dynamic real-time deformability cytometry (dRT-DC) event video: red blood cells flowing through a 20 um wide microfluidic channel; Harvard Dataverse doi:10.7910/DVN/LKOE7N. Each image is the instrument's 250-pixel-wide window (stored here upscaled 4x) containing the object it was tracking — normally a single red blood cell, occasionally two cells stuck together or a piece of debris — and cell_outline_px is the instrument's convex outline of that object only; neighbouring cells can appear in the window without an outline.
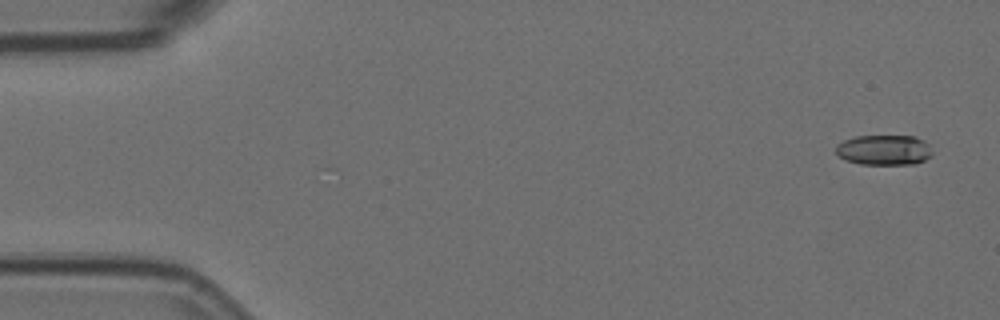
{"species": "Egyptian fruit bat (a non-hibernating species)", "species_latin": "Rousettus aegyptiacus", "temperature_condition": "room temperature", "stored_images_in_passage": 5, "camera_frame_rate_fps": 3000, "um_per_image_px": 0.085, "animal": {"sex": "female"}, "frame": {"image": 1, "passage_image": 1, "time_ms": 0.0, "image_size_px": [1000, 320], "cell_outline_px": [[932, 156], [916, 164], [860, 164], [844, 160], [836, 152], [836, 144], [844, 140], [856, 136], [916, 136], [924, 140], [928, 144], [932, 152]], "centroid_in_image_um": [75.15, 12.75], "position_along_channel_um": 9.8, "area_um2": 17.11}}